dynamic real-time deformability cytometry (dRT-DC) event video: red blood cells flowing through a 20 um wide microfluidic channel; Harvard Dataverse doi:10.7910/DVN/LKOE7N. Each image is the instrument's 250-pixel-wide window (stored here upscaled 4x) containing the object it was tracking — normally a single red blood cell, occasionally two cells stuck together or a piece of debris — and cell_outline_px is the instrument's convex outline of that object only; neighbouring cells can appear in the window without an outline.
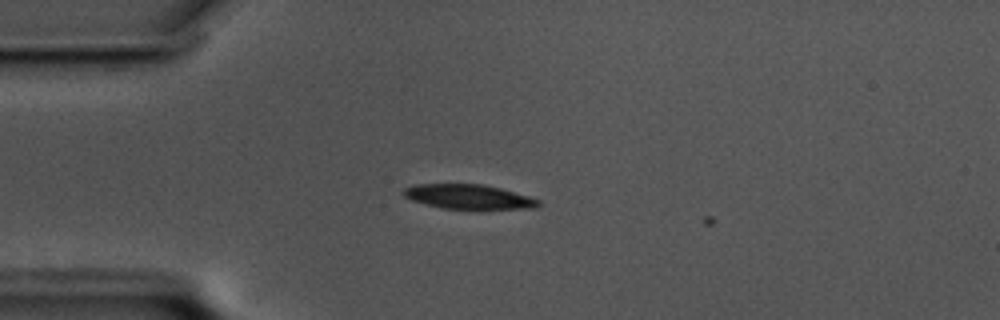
{"species": "common noctule bat (a hibernating species)", "species_latin": "Nyctalus noctula", "temperature_condition": "cold", "stored_images_in_passage": 12, "camera_frame_rate_fps": 3000, "um_per_image_px": 0.085, "animal": {"sex": "male", "body_mass_g": 17.5, "forearm_length_mm": 52.3}, "frame": {"image": 1, "passage_image": 11, "time_ms": 3.333, "image_size_px": [1000, 320], "cell_outline_px": [[540, 204], [536, 208], [444, 208], [412, 200], [404, 196], [400, 192], [404, 188], [416, 184], [484, 184], [500, 188], [528, 196], [540, 200]], "centroid_in_image_um": [39.8, 16.7], "position_along_channel_um": 45.2, "area_um2": 18.9}}